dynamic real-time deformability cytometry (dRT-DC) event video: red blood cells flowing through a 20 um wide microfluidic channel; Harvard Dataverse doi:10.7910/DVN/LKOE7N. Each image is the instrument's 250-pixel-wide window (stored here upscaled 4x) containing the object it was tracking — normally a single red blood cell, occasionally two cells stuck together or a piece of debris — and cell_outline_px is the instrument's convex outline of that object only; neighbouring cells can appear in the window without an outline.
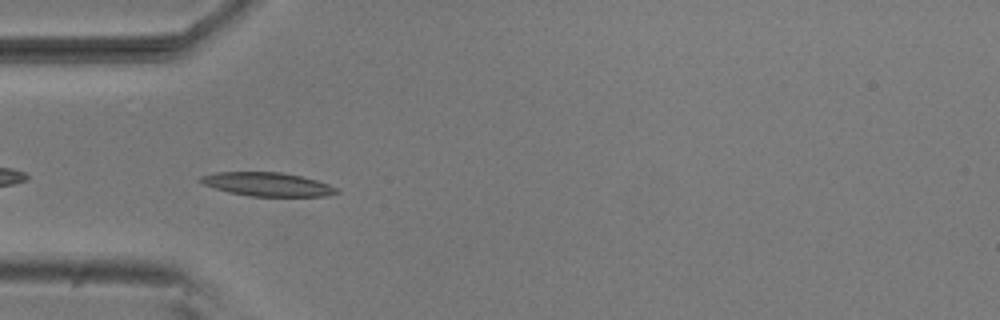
{"species": "common noctule bat (a hibernating species)", "species_latin": "Nyctalus noctula", "temperature_condition": "room temperature", "stored_images_in_passage": 36, "camera_frame_rate_fps": 3000, "um_per_image_px": 0.085, "animal": {"sex": "male", "body_mass_g": 20.5, "forearm_length_mm": 52.5}, "frame": {"image": 1, "passage_image": 2, "time_ms": 0.333, "image_size_px": [1000, 320], "cell_outline_px": [[340, 192], [328, 196], [248, 196], [228, 192], [204, 184], [196, 180], [200, 176], [216, 172], [280, 172], [300, 176], [316, 180], [340, 188]], "centroid_in_image_um": [22.74, 15.67], "position_along_channel_um": 62.3, "area_um2": 18.84}}
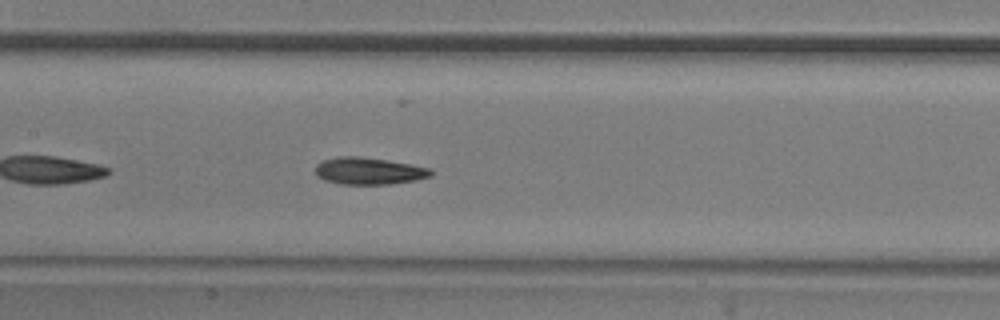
{"frame": {"image": 2, "passage_image": 11, "time_ms": 3.333, "image_size_px": [1000, 320], "cell_outline_px": [[432, 176], [416, 180], [388, 184], [340, 184], [324, 180], [316, 176], [316, 164], [320, 160], [336, 156], [356, 156], [388, 160], [412, 164], [432, 168]], "centroid_in_image_um": [31.34, 14.52], "position_along_channel_um": 176.1, "area_um2": 18.44}}
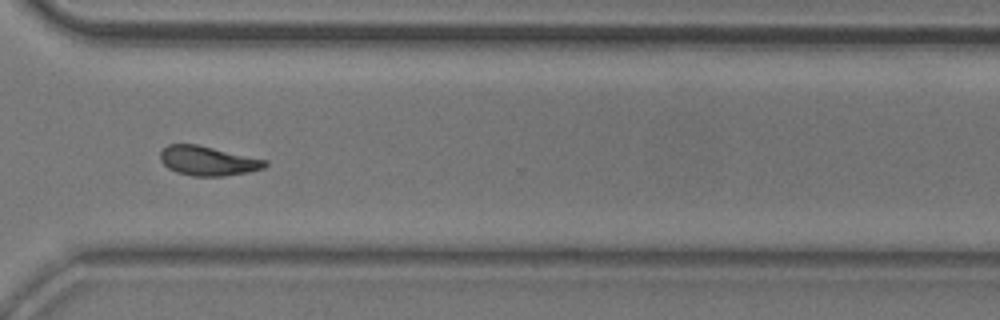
{"frame": {"image": 3, "passage_image": 25, "time_ms": 8.0, "image_size_px": [1000, 320], "cell_outline_px": [[268, 164], [264, 168], [248, 172], [224, 176], [192, 176], [176, 172], [168, 168], [160, 160], [160, 152], [168, 144], [196, 144], [268, 160]], "centroid_in_image_um": [17.67, 13.67], "position_along_channel_um": 352.9, "area_um2": 17.98}, "authors_computed_cell_mechanics": {"area_um2": 17.6001, "velocity_mm_per_s": 3.8078, "shape_relaxation_time_tau1_ms": 4.3323, "shape_relaxation_time_tau2_ms": 7.0718, "deformation_change_tau1": 0.1504, "deformation_change_tau2": 0.1203}}